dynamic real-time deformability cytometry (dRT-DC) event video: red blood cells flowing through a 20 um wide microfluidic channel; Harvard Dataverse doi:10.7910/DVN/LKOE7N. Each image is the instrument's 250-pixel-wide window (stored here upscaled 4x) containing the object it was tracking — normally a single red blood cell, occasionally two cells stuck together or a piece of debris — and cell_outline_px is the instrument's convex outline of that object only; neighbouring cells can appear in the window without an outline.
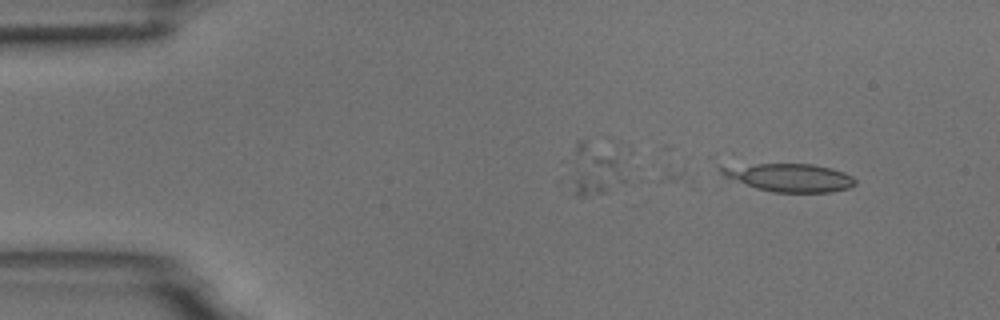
{"species": "common noctule bat (a hibernating species)", "species_latin": "Nyctalus noctula", "temperature_condition": "room temperature", "stored_images_in_passage": 4, "camera_frame_rate_fps": 3000, "um_per_image_px": 0.085, "animal": {"sex": "male", "body_mass_g": 18.8}, "frame": {"image": 1, "passage_image": 1, "time_ms": 0.0, "image_size_px": [1000, 320], "cell_outline_px": [[856, 184], [848, 188], [828, 192], [772, 192], [756, 188], [728, 180], [720, 172], [720, 164], [812, 164], [832, 168], [844, 172], [852, 176], [856, 180]], "centroid_in_image_um": [67.01, 15.08], "position_along_channel_um": 18.0, "area_um2": 22.31}}